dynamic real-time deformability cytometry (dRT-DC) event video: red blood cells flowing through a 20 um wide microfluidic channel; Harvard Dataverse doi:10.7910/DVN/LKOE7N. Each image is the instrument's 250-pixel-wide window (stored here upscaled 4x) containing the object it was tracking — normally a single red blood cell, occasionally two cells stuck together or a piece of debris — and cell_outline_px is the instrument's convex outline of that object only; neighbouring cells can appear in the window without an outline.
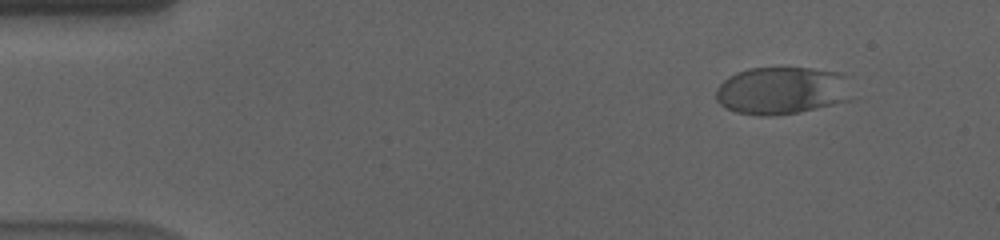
{"species": "human", "species_latin": "Homo sapiens", "temperature_condition": "cold", "stored_images_in_passage": 52, "camera_frame_rate_fps": 3000, "um_per_image_px": 0.085, "donor": {"sex": "male"}, "frame": {"image": 1, "passage_image": 1, "time_ms": 0.0, "image_size_px": [1000, 240], "cell_outline_px": [[852, 100], [800, 112], [768, 116], [760, 116], [736, 112], [720, 104], [716, 100], [716, 88], [728, 76], [736, 72], [748, 68], [812, 68], [840, 72], [848, 76]], "centroid_in_image_um": [66.5, 7.69], "position_along_channel_um": 18.5, "area_um2": 38.21}}
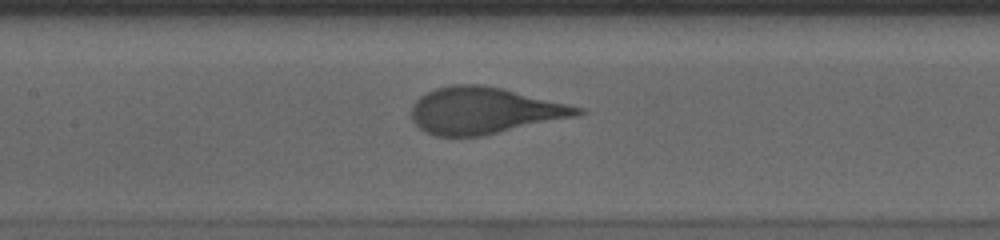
{"frame": {"image": 2, "passage_image": 22, "time_ms": 7.0, "image_size_px": [1000, 240], "cell_outline_px": [[588, 112], [576, 116], [484, 136], [436, 136], [424, 132], [412, 120], [412, 104], [420, 96], [436, 88], [452, 84], [484, 84], [504, 88], [584, 108]], "centroid_in_image_um": [41.17, 9.4], "position_along_channel_um": 166.2, "area_um2": 45.32}}
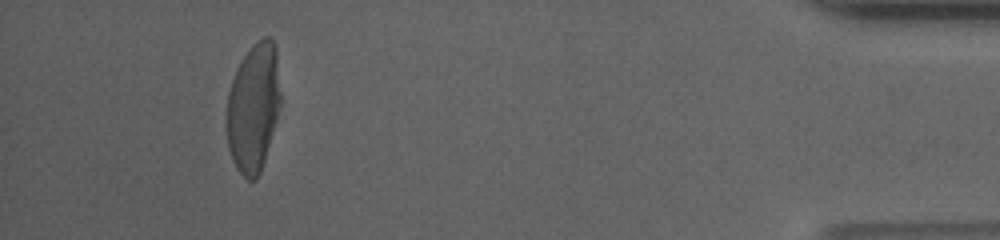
{"frame": {"image": 3, "passage_image": 48, "time_ms": 15.667, "image_size_px": [1000, 240], "cell_outline_px": [[280, 104], [276, 120], [264, 160], [260, 172], [256, 180], [248, 180], [240, 172], [232, 160], [228, 148], [228, 92], [236, 68], [240, 60], [252, 44], [256, 40], [264, 36], [268, 36], [272, 40], [276, 48], [280, 92]], "centroid_in_image_um": [21.54, 9.09], "position_along_channel_um": 413.7, "area_um2": 40.06}, "authors_computed_cell_mechanics": {"area_um2": 44.4482, "velocity_mm_per_s": 3.578, "shape_relaxation_time_tau1_ms": 4.1677, "shape_relaxation_time_tau2_ms": null, "deformation_change_tau1": 0.1901, "deformation_change_tau2": null}}